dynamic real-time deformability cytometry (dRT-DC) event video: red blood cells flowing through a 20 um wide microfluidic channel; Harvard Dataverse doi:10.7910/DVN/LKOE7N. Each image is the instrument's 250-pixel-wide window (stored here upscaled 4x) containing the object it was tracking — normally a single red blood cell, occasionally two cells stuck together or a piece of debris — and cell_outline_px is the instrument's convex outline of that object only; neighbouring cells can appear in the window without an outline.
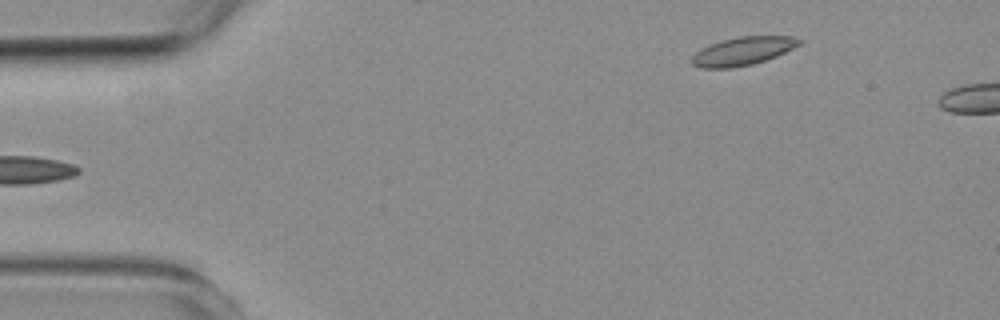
{"species": "common noctule bat (a hibernating species)", "species_latin": "Nyctalus noctula", "temperature_condition": "room temperature", "stored_images_in_passage": 5, "camera_frame_rate_fps": 3000, "um_per_image_px": 0.085, "animal": {"sex": "female", "body_mass_g": 19.3, "forearm_length_mm": 54.1}, "frame": {"image": 1, "passage_image": 5, "time_ms": 5.333, "image_size_px": [1000, 320], "cell_outline_px": [[804, 40], [800, 44], [776, 56], [752, 64], [732, 68], [700, 68], [692, 64], [692, 56], [700, 48], [708, 44], [720, 40], [740, 36], [792, 36]], "centroid_in_image_um": [63.11, 4.33], "position_along_channel_um": 21.9, "area_um2": 17.74}}